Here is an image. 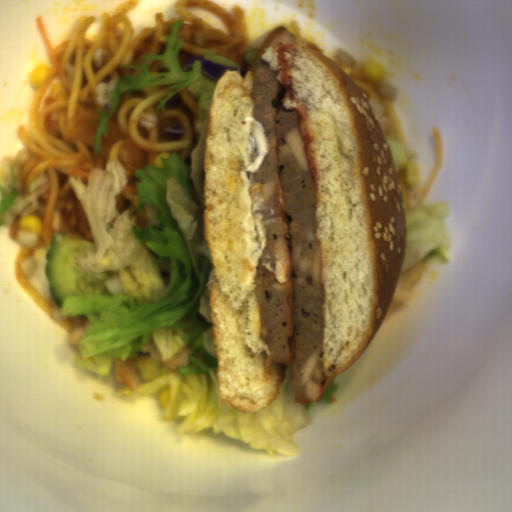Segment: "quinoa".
<instances>
[{"mask_svg": "<svg viewBox=\"0 0 512 512\" xmlns=\"http://www.w3.org/2000/svg\"><path fill=\"white\" fill-rule=\"evenodd\" d=\"M120 77H114L108 82H100L95 90L97 93L96 97V106L99 109H106L108 111V100H109V94L113 90V88L116 86L117 82L119 81Z\"/></svg>", "mask_w": 512, "mask_h": 512, "instance_id": "1", "label": "quinoa"}, {"mask_svg": "<svg viewBox=\"0 0 512 512\" xmlns=\"http://www.w3.org/2000/svg\"><path fill=\"white\" fill-rule=\"evenodd\" d=\"M332 62L339 66L341 69H360V65L362 64L358 59H356L352 54L348 53L345 50H339L334 53L332 56Z\"/></svg>", "mask_w": 512, "mask_h": 512, "instance_id": "2", "label": "quinoa"}, {"mask_svg": "<svg viewBox=\"0 0 512 512\" xmlns=\"http://www.w3.org/2000/svg\"><path fill=\"white\" fill-rule=\"evenodd\" d=\"M377 91L380 96L385 99L395 100L399 94L398 88L387 82L385 79L383 82H375Z\"/></svg>", "mask_w": 512, "mask_h": 512, "instance_id": "3", "label": "quinoa"}, {"mask_svg": "<svg viewBox=\"0 0 512 512\" xmlns=\"http://www.w3.org/2000/svg\"><path fill=\"white\" fill-rule=\"evenodd\" d=\"M137 122L139 123L140 126L144 127L145 129H147L149 131V130H152L156 126L158 121L153 114H149V113L145 112L143 114H140Z\"/></svg>", "mask_w": 512, "mask_h": 512, "instance_id": "4", "label": "quinoa"}]
</instances>
